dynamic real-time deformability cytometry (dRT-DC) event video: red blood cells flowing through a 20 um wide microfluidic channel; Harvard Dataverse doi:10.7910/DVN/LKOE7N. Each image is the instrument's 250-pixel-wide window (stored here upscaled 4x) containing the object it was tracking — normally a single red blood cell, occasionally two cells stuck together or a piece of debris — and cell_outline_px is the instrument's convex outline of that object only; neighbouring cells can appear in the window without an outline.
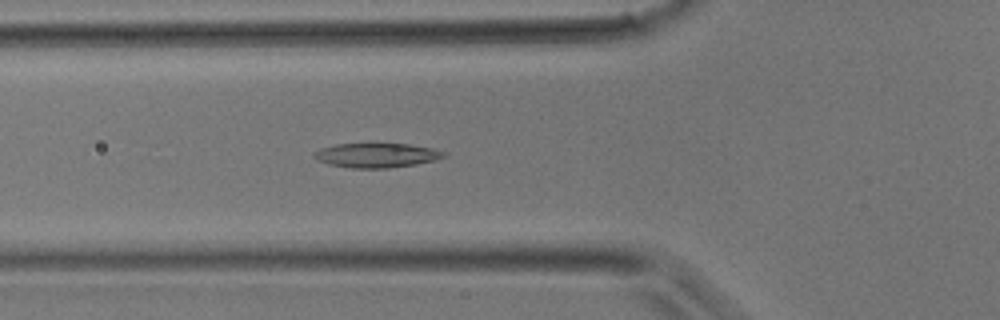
{"species": "common noctule bat (a hibernating species)", "species_latin": "Nyctalus noctula", "temperature_condition": "room temperature", "stored_images_in_passage": 35, "camera_frame_rate_fps": 3000, "um_per_image_px": 0.085, "animal": {"sex": "male", "body_mass_g": 17.9}, "frame": {"image": 1, "passage_image": 13, "time_ms": 4.0, "image_size_px": [1000, 320], "cell_outline_px": [[448, 156], [436, 160], [416, 164], [388, 168], [352, 168], [328, 164], [316, 160], [312, 156], [312, 152], [320, 148], [336, 144], [408, 144], [432, 148], [444, 152]], "centroid_in_image_um": [31.98, 13.2], "position_along_channel_um": 93.8, "area_um2": 18.55}}
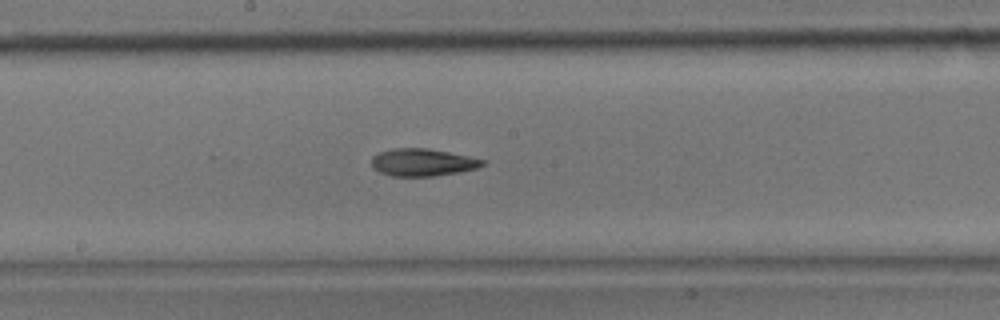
{"frame": {"image": 2, "passage_image": 20, "time_ms": 6.333, "image_size_px": [1000, 320], "cell_outline_px": [[488, 160], [484, 164], [476, 168], [460, 172], [432, 176], [392, 176], [380, 172], [372, 168], [372, 156], [380, 152], [392, 148], [428, 148]], "centroid_in_image_um": [35.92, 13.8], "position_along_channel_um": 212.3, "area_um2": 17.74}}
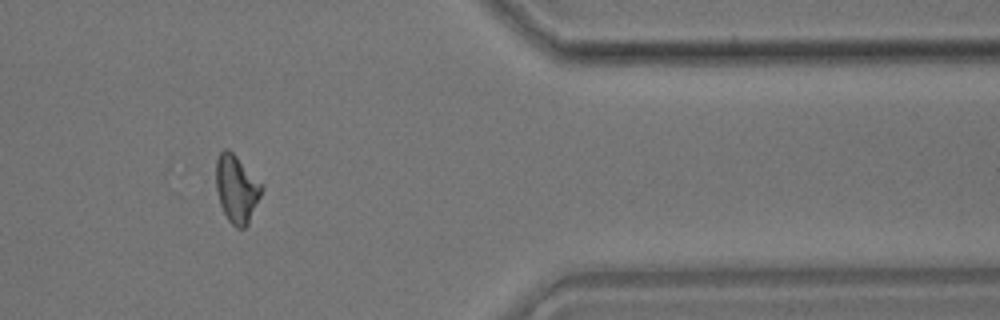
{"frame": {"image": 3, "passage_image": 32, "time_ms": 10.333, "image_size_px": [1000, 320], "cell_outline_px": [[264, 188], [248, 224], [244, 228], [236, 228], [228, 220], [220, 204], [216, 188], [216, 160], [220, 152], [224, 148], [228, 148], [264, 184]], "centroid_in_image_um": [20.13, 16.04], "position_along_channel_um": 391.3, "area_um2": 18.09}}